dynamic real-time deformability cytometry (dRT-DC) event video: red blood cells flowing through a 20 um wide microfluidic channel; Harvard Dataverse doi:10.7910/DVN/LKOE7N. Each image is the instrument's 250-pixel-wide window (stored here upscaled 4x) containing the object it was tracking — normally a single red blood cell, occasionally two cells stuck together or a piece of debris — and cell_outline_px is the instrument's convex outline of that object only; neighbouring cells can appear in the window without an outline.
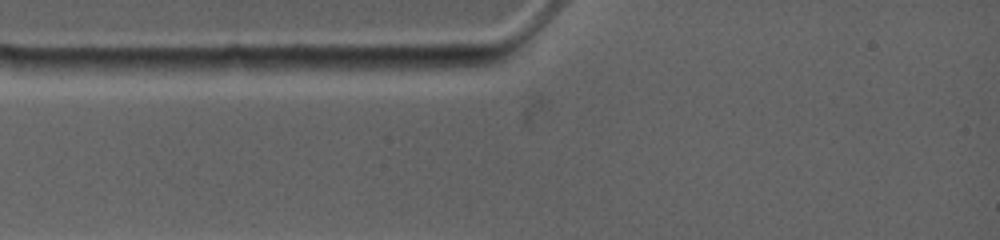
{"species": "common noctule bat (a hibernating species)", "species_latin": "Nyctalus noctula", "temperature_condition": "warm", "stored_images_in_passage": 1, "camera_frame_rate_fps": 4500, "um_per_image_px": 0.085, "animal": {"sex": "female", "body_mass_g": 19.0, "forearm_length_mm": 53.3}, "frame": {"image": 1, "passage_image": 1, "time_ms": 0.0, "image_size_px": [1000, 240], "cell_outline_px": [[504, 60], [496, 64], [452, 72], [420, 76], [400, 76], [364, 68], [372, 56], [500, 52], [504, 52]], "centroid_in_image_um": [36.72, 5.37], "position_along_channel_um": 48.3, "area_um2": 16.99}}